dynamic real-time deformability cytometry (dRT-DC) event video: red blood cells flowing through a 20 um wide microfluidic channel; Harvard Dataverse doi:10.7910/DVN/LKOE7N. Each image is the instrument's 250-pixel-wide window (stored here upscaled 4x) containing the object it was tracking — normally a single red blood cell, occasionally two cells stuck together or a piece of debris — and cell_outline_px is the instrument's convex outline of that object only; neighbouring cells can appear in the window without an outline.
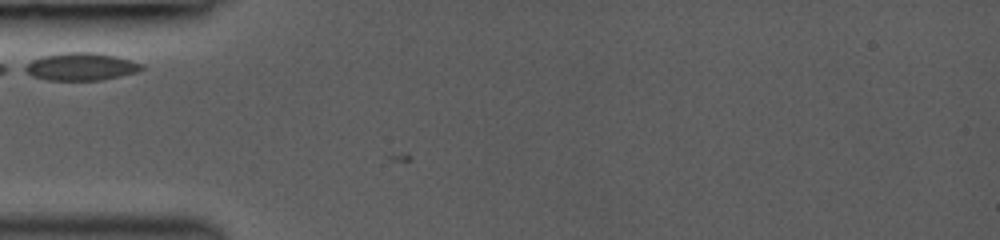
{"species": "common noctule bat (a hibernating species)", "species_latin": "Nyctalus noctula", "temperature_condition": "room temperature", "stored_images_in_passage": 2, "camera_frame_rate_fps": 3000, "um_per_image_px": 0.085, "animal": {"sex": "female", "body_mass_g": 19.0, "forearm_length_mm": 53.3}, "frame": {"image": 1, "passage_image": 1, "time_ms": 0.0, "image_size_px": [1000, 240], "cell_outline_px": [[144, 68], [136, 72], [120, 76], [100, 80], [44, 80], [32, 76], [20, 68], [24, 64], [32, 60], [44, 56], [64, 52], [92, 52], [116, 56], [144, 64]], "centroid_in_image_um": [6.83, 5.66], "position_along_channel_um": 78.2, "area_um2": 18.9}}